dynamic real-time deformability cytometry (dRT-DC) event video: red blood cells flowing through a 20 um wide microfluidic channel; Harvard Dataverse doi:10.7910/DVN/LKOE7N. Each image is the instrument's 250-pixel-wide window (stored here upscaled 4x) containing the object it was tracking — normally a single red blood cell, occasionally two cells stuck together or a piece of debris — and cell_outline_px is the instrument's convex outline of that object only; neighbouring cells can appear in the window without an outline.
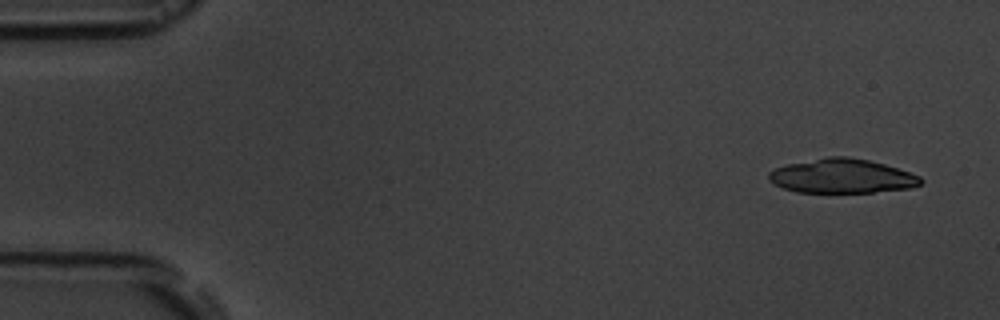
{"species": "common noctule bat (a hibernating species)", "species_latin": "Nyctalus noctula", "temperature_condition": "room temperature", "stored_images_in_passage": 11, "camera_frame_rate_fps": 3000, "um_per_image_px": 0.085, "animal": {"sex": "male", "body_mass_g": 19.5, "forearm_length_mm": 54.6}, "frame": {"image": 1, "passage_image": 1, "time_ms": 0.0, "image_size_px": [1000, 320], "cell_outline_px": [[924, 180], [920, 184], [912, 188], [872, 192], [796, 192], [784, 188], [768, 180], [768, 172], [776, 168], [788, 164], [828, 156], [848, 156], [868, 160], [884, 164], [920, 176]], "centroid_in_image_um": [71.57, 14.96], "position_along_channel_um": 13.4, "area_um2": 30.17}}
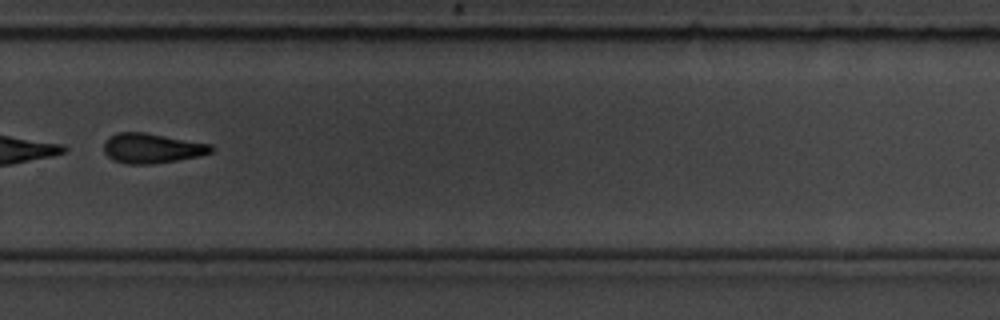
{"frame": {"image": 2, "passage_image": 11, "time_ms": 11.667, "image_size_px": [1000, 320], "cell_outline_px": [[216, 148], [212, 152], [200, 156], [152, 164], [128, 164], [116, 160], [108, 156], [104, 152], [104, 144], [116, 132], [144, 132], [212, 144]], "centroid_in_image_um": [12.97, 12.6], "position_along_channel_um": 316.8, "area_um2": 18.55}}